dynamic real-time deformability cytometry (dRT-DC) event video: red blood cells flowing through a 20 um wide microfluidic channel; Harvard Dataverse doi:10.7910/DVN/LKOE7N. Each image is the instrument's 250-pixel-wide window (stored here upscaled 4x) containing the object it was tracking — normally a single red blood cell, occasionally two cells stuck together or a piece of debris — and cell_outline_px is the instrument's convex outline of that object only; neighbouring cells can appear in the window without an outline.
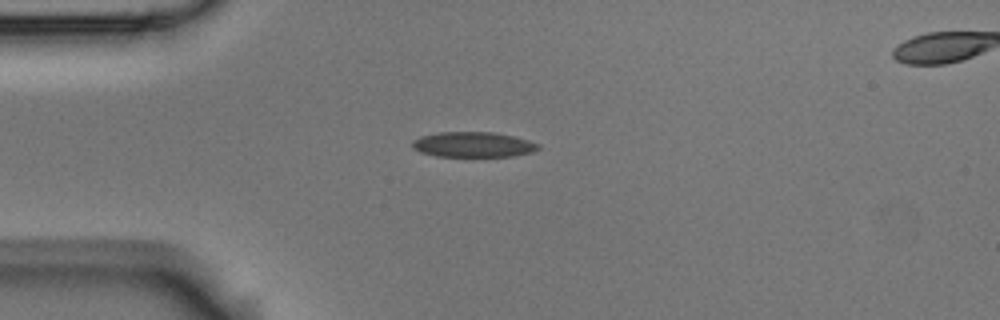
{"species": "Egyptian fruit bat (a non-hibernating species)", "species_latin": "Rousettus aegyptiacus", "temperature_condition": "room temperature", "stored_images_in_passage": 2, "segment_of_instrument_passage": [1, 2], "camera_frame_rate_fps": 3000, "um_per_image_px": 0.085, "animal": {"sex": "male"}, "frame": {"image": 1, "passage_image": 1, "time_ms": 0.0, "image_size_px": [1000, 320], "cell_outline_px": [[540, 148], [532, 152], [512, 156], [436, 156], [420, 152], [412, 148], [412, 140], [420, 136], [440, 132], [492, 132], [512, 136], [528, 140], [540, 144]], "centroid_in_image_um": [40.2, 12.28], "position_along_channel_um": 44.8, "area_um2": 18.5}}